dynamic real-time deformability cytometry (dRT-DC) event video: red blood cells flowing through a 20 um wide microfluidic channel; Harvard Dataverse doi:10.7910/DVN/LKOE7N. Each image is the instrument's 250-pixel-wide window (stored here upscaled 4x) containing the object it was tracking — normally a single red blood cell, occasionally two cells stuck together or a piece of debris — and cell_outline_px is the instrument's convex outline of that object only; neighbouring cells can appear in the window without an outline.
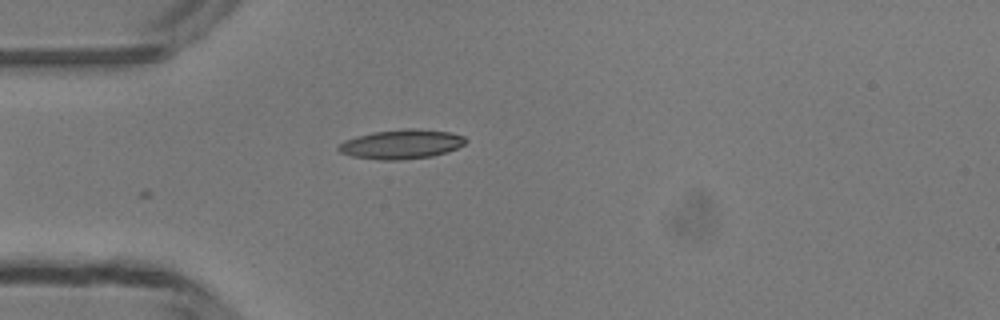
{"species": "common noctule bat (a hibernating species)", "species_latin": "Nyctalus noctula", "temperature_condition": "room temperature", "stored_images_in_passage": 7, "camera_frame_rate_fps": 3000, "um_per_image_px": 0.085, "animal": {"sex": "male", "body_mass_g": 13.3}, "frame": {"image": 1, "passage_image": 1, "time_ms": 0.0, "image_size_px": [1000, 320], "cell_outline_px": [[468, 140], [464, 144], [448, 152], [432, 156], [400, 160], [380, 160], [352, 156], [340, 152], [336, 148], [344, 140], [356, 136], [372, 132], [404, 128], [412, 128], [452, 132], [464, 136]], "centroid_in_image_um": [34.13, 12.25], "position_along_channel_um": 50.9, "area_um2": 21.91}}
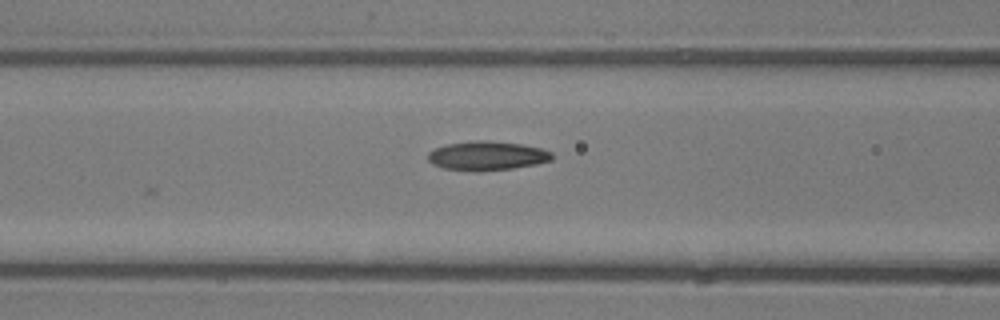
{"frame": {"image": 2, "passage_image": 7, "time_ms": 2.0, "image_size_px": [1000, 320], "cell_outline_px": [[552, 160], [536, 164], [512, 168], [444, 168], [432, 164], [428, 160], [428, 152], [432, 148], [448, 144], [476, 140], [488, 140], [520, 144], [540, 148], [552, 152]], "centroid_in_image_um": [41.4, 13.18], "position_along_channel_um": 125.2, "area_um2": 20.11}}